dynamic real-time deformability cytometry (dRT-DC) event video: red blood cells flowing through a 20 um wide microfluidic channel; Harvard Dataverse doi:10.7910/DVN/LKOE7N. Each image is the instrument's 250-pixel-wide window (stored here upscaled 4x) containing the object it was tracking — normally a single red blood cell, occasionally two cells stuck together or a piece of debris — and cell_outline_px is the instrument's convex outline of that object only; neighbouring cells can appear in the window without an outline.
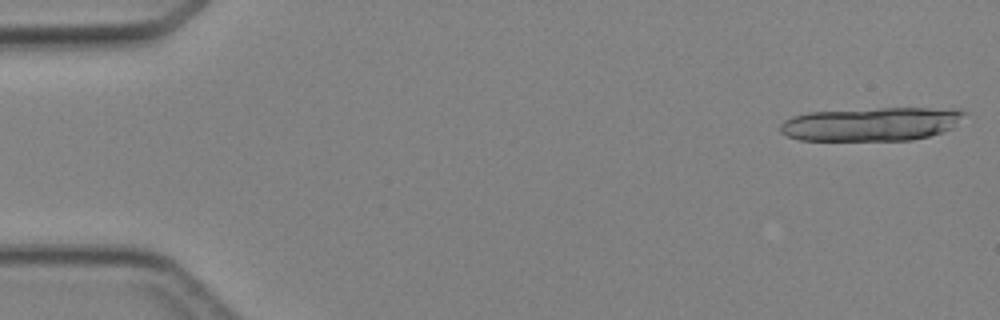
{"species": "Egyptian fruit bat (a non-hibernating species)", "species_latin": "Rousettus aegyptiacus", "temperature_condition": "cold", "stored_images_in_passage": 5, "camera_frame_rate_fps": 3000, "um_per_image_px": 0.085, "animal": {"sex": "female"}, "frame": {"image": 1, "passage_image": 1, "time_ms": 0.0, "image_size_px": [1000, 320], "cell_outline_px": [[968, 112], [952, 128], [928, 136], [912, 140], [800, 140], [788, 136], [780, 132], [780, 124], [784, 120], [792, 116], [808, 112], [884, 108], [960, 108]], "centroid_in_image_um": [74.08, 10.53], "position_along_channel_um": 10.9, "area_um2": 36.13}}
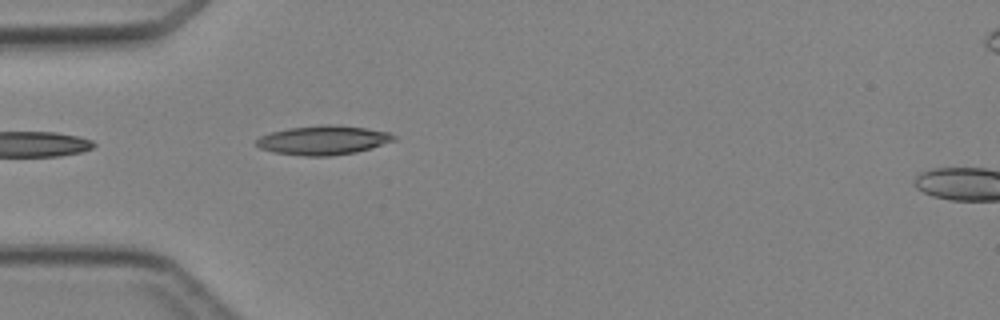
{"frame": {"image": 2, "passage_image": 4, "time_ms": 4.333, "image_size_px": [1000, 320], "cell_outline_px": [[396, 140], [372, 148], [356, 152], [328, 156], [304, 156], [276, 152], [260, 148], [256, 144], [256, 140], [260, 136], [272, 132], [288, 128], [324, 124], [336, 124], [364, 128], [388, 132], [396, 136]], "centroid_in_image_um": [27.49, 11.91], "position_along_channel_um": 57.5, "area_um2": 23.29}}